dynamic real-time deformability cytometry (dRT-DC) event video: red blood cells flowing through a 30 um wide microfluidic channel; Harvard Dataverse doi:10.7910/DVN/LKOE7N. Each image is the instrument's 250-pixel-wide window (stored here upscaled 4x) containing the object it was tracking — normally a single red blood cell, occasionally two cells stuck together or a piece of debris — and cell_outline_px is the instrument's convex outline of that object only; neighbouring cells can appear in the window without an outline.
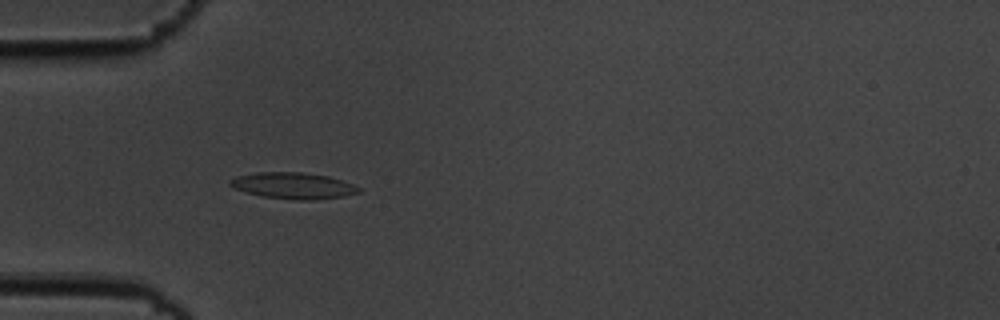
{"species": "common noctule bat (a hibernating species)", "species_latin": "Nyctalus noctula", "temperature_condition": "cold", "stored_images_in_passage": 10, "camera_frame_rate_fps": 3000, "um_per_image_px": 0.085, "animal": {"sex": "male", "body_mass_g": 19.5, "forearm_length_mm": 54.6}, "frame": {"image": 1, "passage_image": 5, "time_ms": 1.333, "image_size_px": [1000, 320], "cell_outline_px": [[360, 192], [344, 196], [312, 200], [296, 200], [264, 196], [248, 192], [236, 188], [228, 184], [228, 180], [236, 176], [260, 172], [300, 172], [328, 176], [344, 180], [360, 188]], "centroid_in_image_um": [24.95, 15.77], "position_along_channel_um": 60.1, "area_um2": 19.54}}
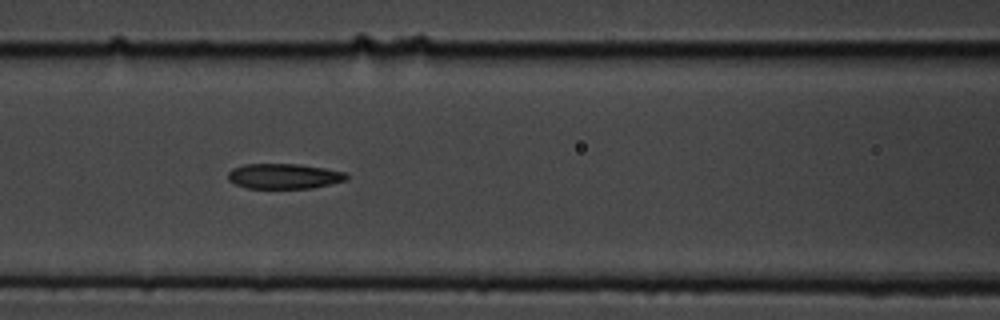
{"frame": {"image": 2, "passage_image": 7, "time_ms": 2.0, "image_size_px": [1000, 320], "cell_outline_px": [[348, 180], [312, 188], [248, 188], [236, 184], [228, 180], [228, 172], [232, 168], [244, 164], [300, 164], [348, 172]], "centroid_in_image_um": [24.17, 14.97], "position_along_channel_um": 142.4, "area_um2": 17.51}}
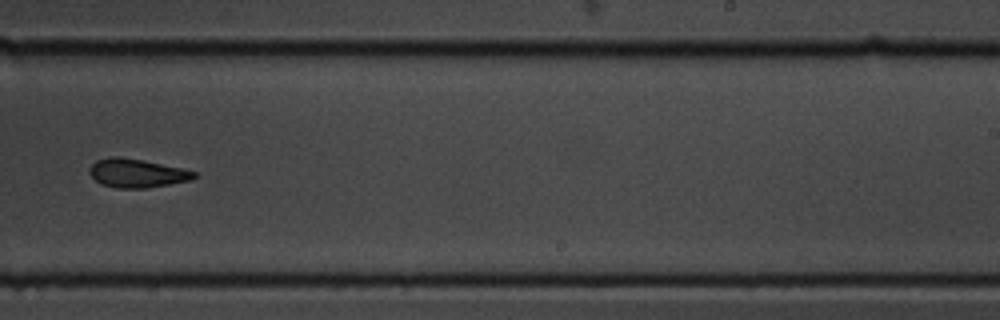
{"frame": {"image": 3, "passage_image": 10, "time_ms": 3.0, "image_size_px": [1000, 320], "cell_outline_px": [[200, 176], [192, 180], [144, 188], [116, 188], [100, 184], [88, 172], [88, 168], [96, 160], [112, 156], [120, 156], [144, 160], [184, 168], [196, 172]], "centroid_in_image_um": [11.65, 14.71], "position_along_channel_um": 277.3, "area_um2": 17.74}}